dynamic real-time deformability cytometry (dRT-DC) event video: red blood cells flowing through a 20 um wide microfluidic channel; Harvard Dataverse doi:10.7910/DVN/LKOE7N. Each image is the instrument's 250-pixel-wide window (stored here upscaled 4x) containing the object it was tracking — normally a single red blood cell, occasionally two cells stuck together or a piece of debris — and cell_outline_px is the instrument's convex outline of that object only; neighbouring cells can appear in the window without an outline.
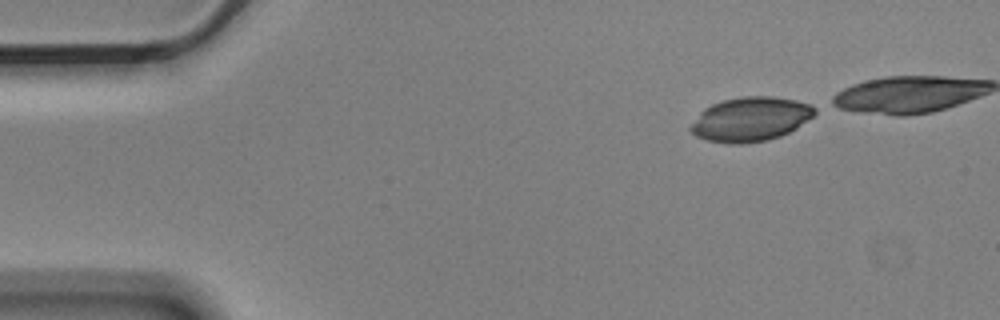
{"species": "Egyptian fruit bat (a non-hibernating species)", "species_latin": "Rousettus aegyptiacus", "temperature_condition": "cold", "stored_images_in_passage": 5, "camera_frame_rate_fps": 3000, "um_per_image_px": 0.085, "animal": {"sex": "male"}, "frame": {"image": 1, "passage_image": 1, "time_ms": 0.0, "image_size_px": [1000, 320], "cell_outline_px": [[816, 112], [808, 120], [796, 128], [780, 136], [768, 140], [740, 144], [732, 144], [708, 140], [696, 136], [688, 128], [700, 112], [704, 108], [712, 104], [724, 100], [740, 96], [772, 96], [796, 100], [812, 104], [816, 108]], "centroid_in_image_um": [63.8, 10.12], "position_along_channel_um": 21.2, "area_um2": 32.02}}